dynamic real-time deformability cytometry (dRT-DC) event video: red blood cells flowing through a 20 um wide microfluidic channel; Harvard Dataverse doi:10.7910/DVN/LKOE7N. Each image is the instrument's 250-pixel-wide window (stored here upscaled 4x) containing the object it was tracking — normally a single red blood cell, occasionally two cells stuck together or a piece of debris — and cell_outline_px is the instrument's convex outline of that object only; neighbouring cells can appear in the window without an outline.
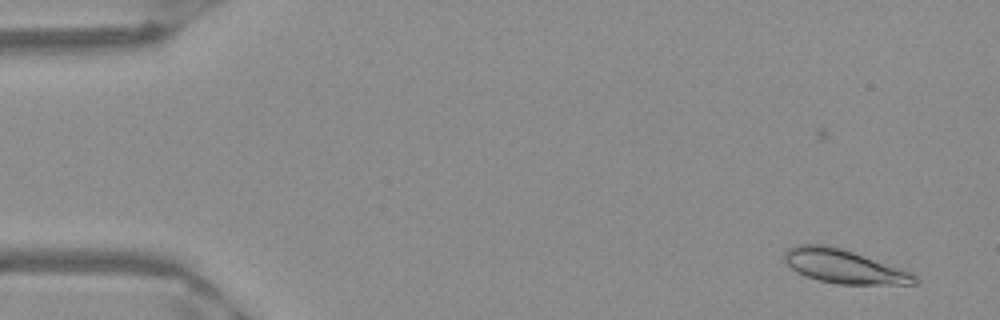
{"species": "Egyptian fruit bat (a non-hibernating species)", "species_latin": "Rousettus aegyptiacus", "temperature_condition": "warm", "stored_images_in_passage": 51, "camera_frame_rate_fps": 3000, "um_per_image_px": 0.085, "frame": {"image": 1, "passage_image": 3, "time_ms": 0.667, "image_size_px": [1000, 320], "cell_outline_px": [[920, 284], [836, 284], [816, 280], [804, 276], [796, 272], [784, 260], [784, 252], [788, 248], [796, 244], [824, 244], [840, 248], [852, 252], [908, 272], [916, 276], [920, 280]], "centroid_in_image_um": [71.66, 22.65], "position_along_channel_um": 13.3, "area_um2": 25.32}}
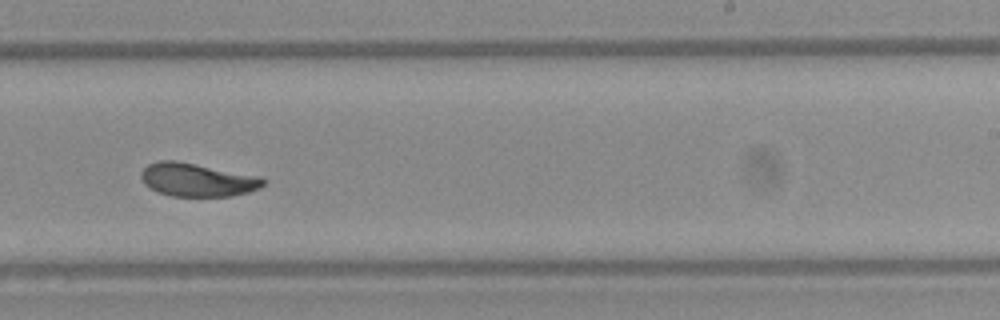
{"frame": {"image": 2, "passage_image": 32, "time_ms": 10.333, "image_size_px": [1000, 320], "cell_outline_px": [[268, 180], [260, 188], [248, 192], [232, 196], [172, 196], [160, 192], [144, 184], [140, 176], [140, 172], [148, 164], [160, 160], [176, 160], [264, 176]], "centroid_in_image_um": [16.83, 15.27], "position_along_channel_um": 272.2, "area_um2": 24.04}}
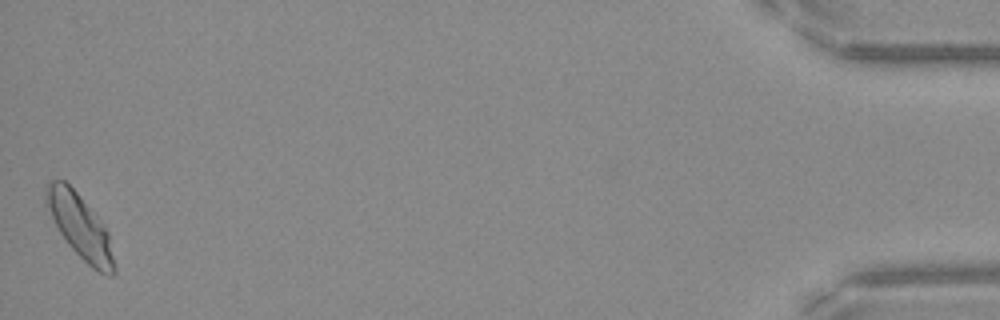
{"frame": {"image": 3, "passage_image": 51, "time_ms": 16.667, "image_size_px": [1000, 320], "cell_outline_px": [[116, 272], [112, 276], [108, 276], [92, 268], [68, 244], [60, 232], [44, 204], [44, 188], [52, 180], [64, 180], [76, 192], [100, 220], [108, 232], [116, 268]], "centroid_in_image_um": [6.79, 19.25], "position_along_channel_um": 428.4, "area_um2": 25.09}, "authors_computed_cell_mechanics": {"area_um2": 24.4494, "velocity_mm_per_s": 3.9428, "shape_relaxation_time_tau1_ms": 6.5146, "shape_relaxation_time_tau2_ms": 1.8255, "deformation_change_tau1": 0.1906, "deformation_change_tau2": 0.0465}}